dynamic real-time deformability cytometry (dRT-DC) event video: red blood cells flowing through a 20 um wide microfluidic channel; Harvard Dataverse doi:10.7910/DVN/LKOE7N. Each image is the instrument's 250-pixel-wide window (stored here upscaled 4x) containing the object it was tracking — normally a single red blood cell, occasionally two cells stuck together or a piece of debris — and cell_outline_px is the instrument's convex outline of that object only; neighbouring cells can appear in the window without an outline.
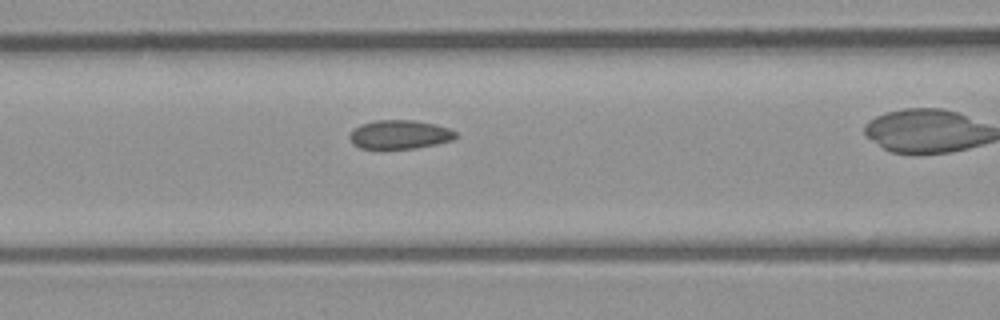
{"species": "common noctule bat (a hibernating species)", "species_latin": "Nyctalus noctula", "temperature_condition": "room temperature", "stored_images_in_passage": 18, "camera_frame_rate_fps": 3000, "um_per_image_px": 0.085, "animal": {"sex": "male", "body_mass_g": 23.1, "forearm_length_mm": 52.7}, "frame": {"image": 1, "passage_image": 3, "time_ms": 0.667, "image_size_px": [1000, 320], "cell_outline_px": [[456, 136], [452, 140], [436, 144], [416, 148], [360, 148], [352, 144], [348, 136], [352, 128], [360, 124], [376, 120], [412, 120], [436, 124], [448, 128], [456, 132]], "centroid_in_image_um": [33.92, 11.42], "position_along_channel_um": 132.7, "area_um2": 17.86}}
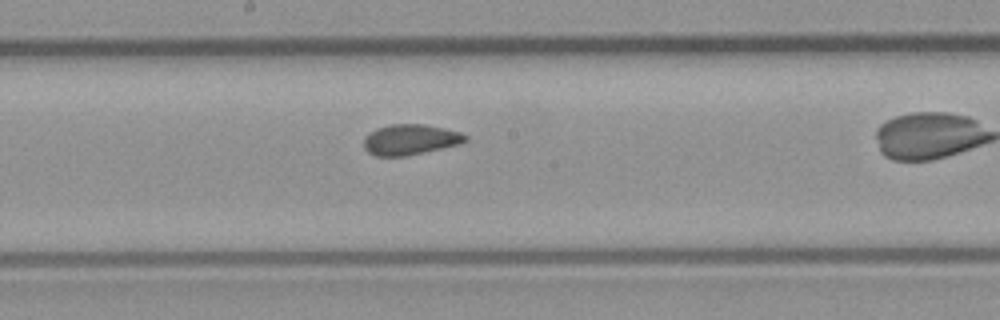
{"frame": {"image": 2, "passage_image": 9, "time_ms": 2.667, "image_size_px": [1000, 320], "cell_outline_px": [[468, 140], [460, 144], [424, 152], [404, 156], [376, 156], [368, 152], [364, 148], [364, 136], [368, 132], [376, 128], [392, 124], [424, 124], [444, 128], [460, 132], [468, 136]], "centroid_in_image_um": [34.86, 11.86], "position_along_channel_um": 213.3, "area_um2": 18.15}}
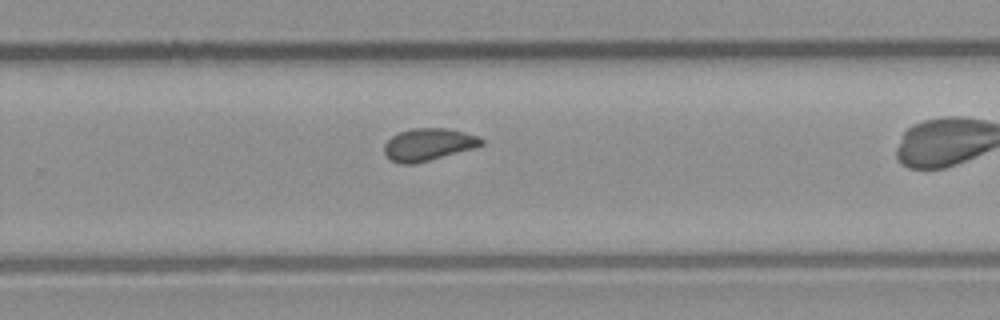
{"frame": {"image": 3, "passage_image": 15, "time_ms": 4.667, "image_size_px": [1000, 320], "cell_outline_px": [[484, 144], [476, 148], [412, 164], [400, 164], [392, 160], [384, 152], [384, 144], [392, 136], [400, 132], [412, 128], [448, 128], [464, 132], [476, 136], [484, 140]], "centroid_in_image_um": [36.43, 12.27], "position_along_channel_um": 293.4, "area_um2": 18.15}}